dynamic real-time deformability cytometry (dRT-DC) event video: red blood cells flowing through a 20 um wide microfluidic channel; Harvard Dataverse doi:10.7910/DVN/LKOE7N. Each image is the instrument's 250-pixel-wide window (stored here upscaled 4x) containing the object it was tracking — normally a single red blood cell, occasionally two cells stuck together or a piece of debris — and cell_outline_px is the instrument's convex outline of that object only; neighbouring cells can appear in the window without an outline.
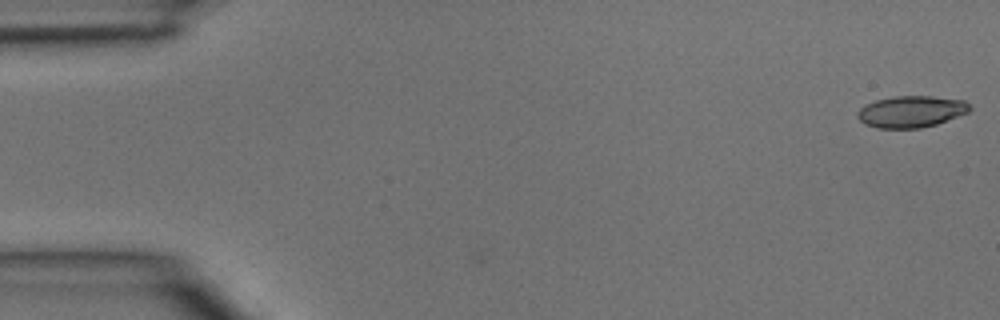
{"species": "common noctule bat (a hibernating species)", "species_latin": "Nyctalus noctula", "temperature_condition": "room temperature", "stored_images_in_passage": 4, "camera_frame_rate_fps": 3000, "um_per_image_px": 0.085, "animal": {"sex": "male", "body_mass_g": 15.6}, "frame": {"image": 1, "passage_image": 1, "time_ms": 0.0, "image_size_px": [1000, 320], "cell_outline_px": [[972, 108], [968, 112], [936, 124], [920, 128], [876, 128], [864, 124], [856, 116], [856, 112], [860, 108], [876, 100], [892, 96], [932, 96], [964, 100]], "centroid_in_image_um": [77.42, 9.48], "position_along_channel_um": 7.6, "area_um2": 20.63}}
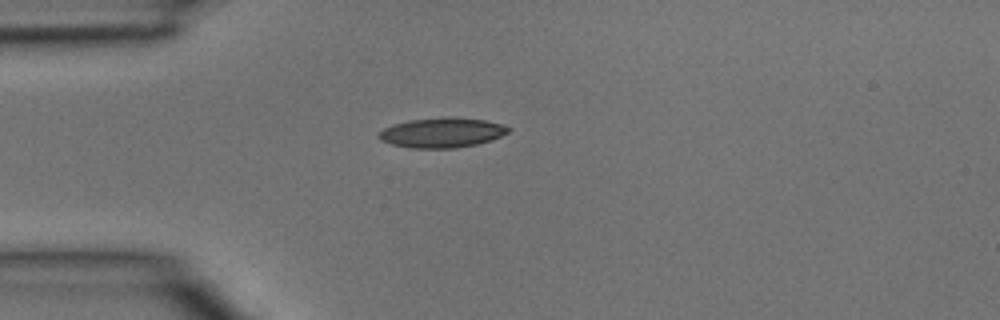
{"frame": {"image": 2, "passage_image": 4, "time_ms": 1.0, "image_size_px": [1000, 320], "cell_outline_px": [[512, 128], [508, 132], [492, 140], [476, 144], [456, 148], [408, 148], [392, 144], [380, 140], [376, 136], [376, 132], [392, 124], [408, 120], [484, 120], [504, 124]], "centroid_in_image_um": [37.51, 11.33], "position_along_channel_um": 47.5, "area_um2": 21.79}}